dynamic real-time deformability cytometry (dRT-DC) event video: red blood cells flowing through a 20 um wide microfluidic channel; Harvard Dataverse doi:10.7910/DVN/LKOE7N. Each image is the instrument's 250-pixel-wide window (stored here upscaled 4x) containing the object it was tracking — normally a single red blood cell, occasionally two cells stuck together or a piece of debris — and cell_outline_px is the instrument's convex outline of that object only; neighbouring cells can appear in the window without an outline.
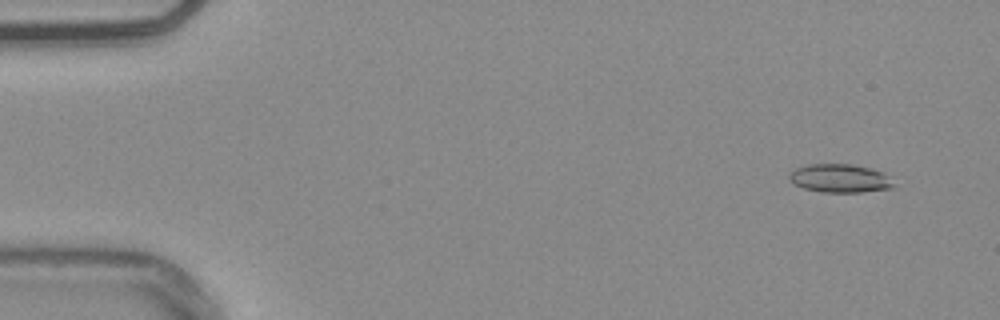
{"species": "common noctule bat (a hibernating species)", "species_latin": "Nyctalus noctula", "temperature_condition": "warm", "stored_images_in_passage": 54, "camera_frame_rate_fps": 3000, "um_per_image_px": 0.085, "animal": {"sex": "male", "body_mass_g": 20.4}, "frame": {"image": 1, "passage_image": 4, "time_ms": 1.0, "image_size_px": [1000, 320], "cell_outline_px": [[896, 188], [860, 192], [820, 192], [804, 188], [796, 184], [788, 176], [796, 168], [808, 164], [852, 164], [884, 172], [896, 184]], "centroid_in_image_um": [71.46, 15.16], "position_along_channel_um": 13.5, "area_um2": 17.28}}
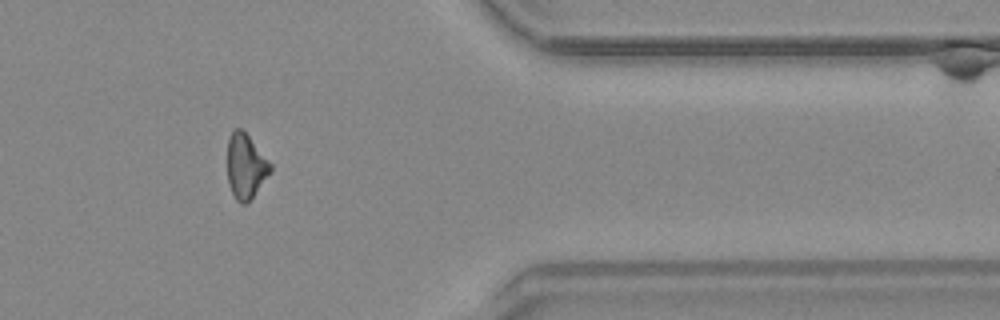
{"frame": {"image": 2, "passage_image": 45, "time_ms": 14.667, "image_size_px": [1000, 320], "cell_outline_px": [[272, 172], [248, 204], [240, 204], [236, 200], [228, 184], [228, 136], [236, 128], [240, 128], [248, 136], [272, 164]], "centroid_in_image_um": [20.9, 14.18], "position_along_channel_um": 390.5, "area_um2": 16.36}}
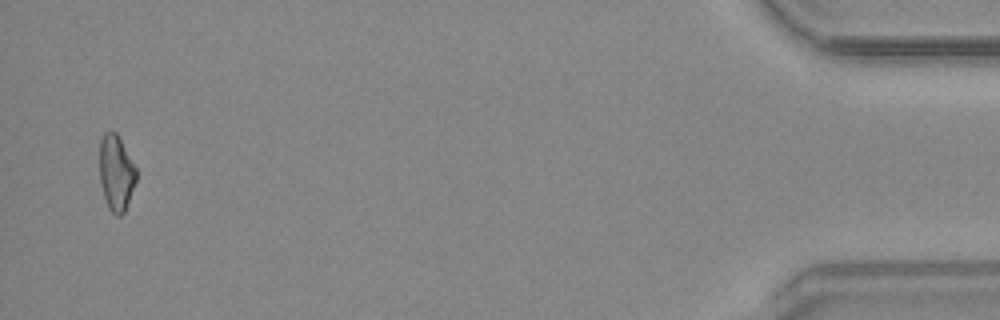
{"frame": {"image": 3, "passage_image": 53, "time_ms": 17.333, "image_size_px": [1000, 320], "cell_outline_px": [[136, 180], [124, 212], [120, 216], [116, 216], [108, 208], [100, 184], [100, 140], [104, 132], [116, 132], [136, 168]], "centroid_in_image_um": [9.86, 14.7], "position_along_channel_um": 425.3, "area_um2": 15.95}}